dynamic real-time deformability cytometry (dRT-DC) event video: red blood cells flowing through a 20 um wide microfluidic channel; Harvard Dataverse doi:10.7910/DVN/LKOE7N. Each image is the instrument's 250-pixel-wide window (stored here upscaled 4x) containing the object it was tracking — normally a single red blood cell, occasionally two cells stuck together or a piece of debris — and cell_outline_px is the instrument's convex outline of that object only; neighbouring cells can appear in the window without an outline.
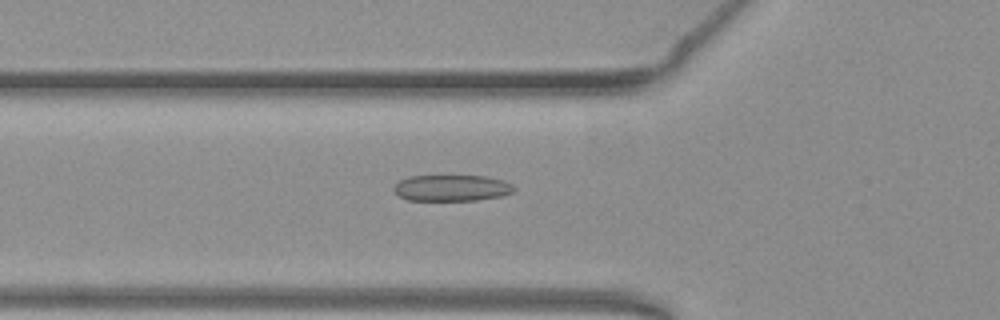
{"species": "common noctule bat (a hibernating species)", "species_latin": "Nyctalus noctula", "temperature_condition": "warm", "stored_images_in_passage": 37, "camera_frame_rate_fps": 3000, "um_per_image_px": 0.085, "animal": {"sex": "female", "body_mass_g": 19.3, "forearm_length_mm": 54.1}, "frame": {"image": 1, "passage_image": 3, "time_ms": 0.667, "image_size_px": [1000, 320], "cell_outline_px": [[516, 188], [512, 192], [504, 196], [476, 200], [408, 200], [400, 196], [392, 188], [400, 180], [408, 176], [488, 176], [504, 180], [512, 184]], "centroid_in_image_um": [38.44, 15.97], "position_along_channel_um": 87.4, "area_um2": 18.44}}
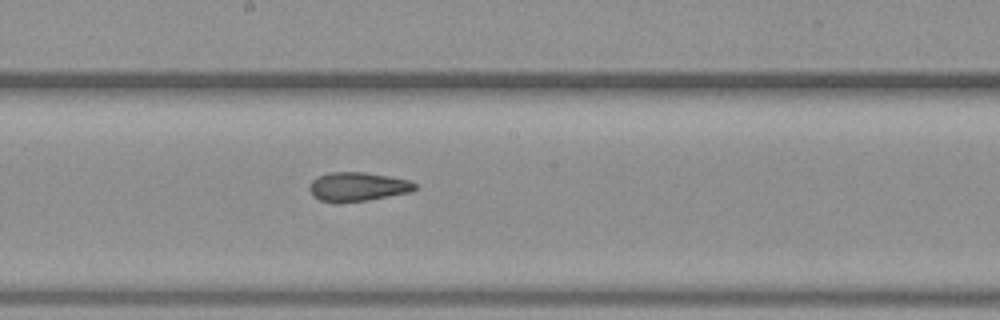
{"frame": {"image": 2, "passage_image": 13, "time_ms": 4.0, "image_size_px": [1000, 320], "cell_outline_px": [[416, 188], [412, 192], [368, 200], [336, 204], [332, 204], [320, 200], [312, 196], [308, 188], [312, 180], [328, 172], [364, 172], [412, 180], [416, 184]], "centroid_in_image_um": [30.39, 15.89], "position_along_channel_um": 217.8, "area_um2": 18.21}}
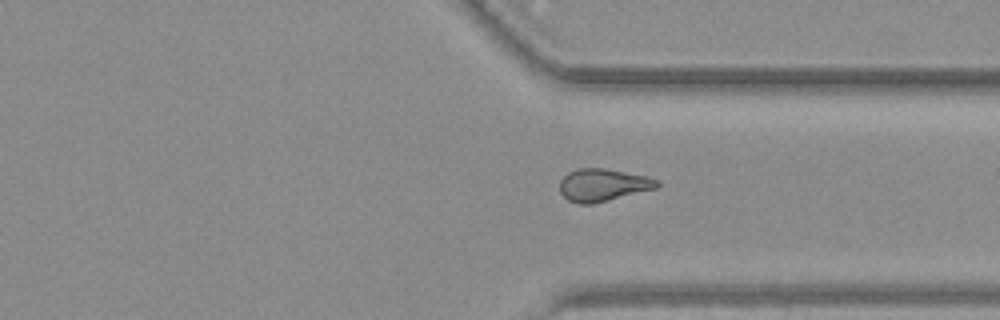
{"frame": {"image": 3, "passage_image": 24, "time_ms": 7.667, "image_size_px": [1000, 320], "cell_outline_px": [[660, 184], [656, 188], [592, 204], [580, 204], [568, 200], [560, 192], [560, 180], [568, 172], [576, 168], [604, 168], [648, 176], [660, 180]], "centroid_in_image_um": [51.25, 15.71], "position_along_channel_um": 360.1, "area_um2": 18.44}, "authors_computed_cell_mechanics": {"area_um2": 18.207, "velocity_mm_per_s": 3.8856, "shape_relaxation_time_tau1_ms": 7.8923, "shape_relaxation_time_tau2_ms": 2.2861, "deformation_change_tau1": 0.1934, "deformation_change_tau2": 0.1089}}